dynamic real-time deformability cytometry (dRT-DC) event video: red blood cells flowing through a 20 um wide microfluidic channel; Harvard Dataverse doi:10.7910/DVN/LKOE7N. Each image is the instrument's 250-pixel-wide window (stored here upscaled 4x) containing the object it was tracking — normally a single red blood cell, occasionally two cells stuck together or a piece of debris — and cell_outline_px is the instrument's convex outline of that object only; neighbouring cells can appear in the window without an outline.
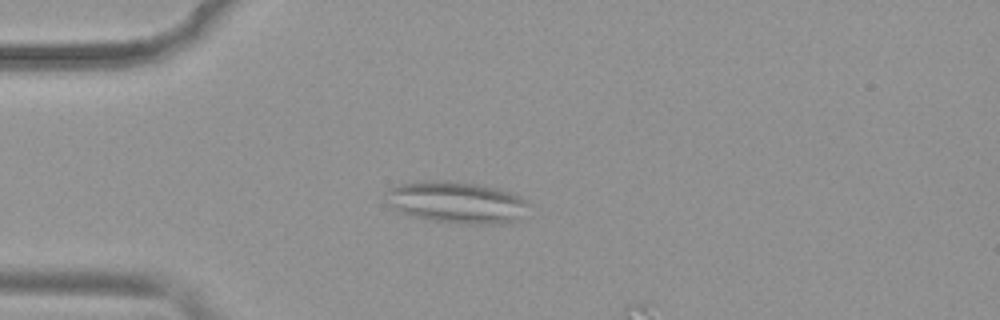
{"species": "common noctule bat (a hibernating species)", "species_latin": "Nyctalus noctula", "temperature_condition": "warm", "stored_images_in_passage": 3, "camera_frame_rate_fps": 3000, "um_per_image_px": 0.085, "animal": {"sex": "female", "body_mass_g": 19.9}, "frame": {"image": 1, "passage_image": 1, "time_ms": 0.0, "image_size_px": [1000, 320], "cell_outline_px": [[528, 204], [520, 220], [500, 224], [460, 224], [428, 220], [412, 216], [400, 212], [388, 204], [384, 200], [384, 196], [392, 188], [404, 184], [424, 180], [444, 180], [476, 184], [492, 188], [516, 196], [524, 200]], "centroid_in_image_um": [38.75, 17.23], "position_along_channel_um": 46.2, "area_um2": 34.33}}